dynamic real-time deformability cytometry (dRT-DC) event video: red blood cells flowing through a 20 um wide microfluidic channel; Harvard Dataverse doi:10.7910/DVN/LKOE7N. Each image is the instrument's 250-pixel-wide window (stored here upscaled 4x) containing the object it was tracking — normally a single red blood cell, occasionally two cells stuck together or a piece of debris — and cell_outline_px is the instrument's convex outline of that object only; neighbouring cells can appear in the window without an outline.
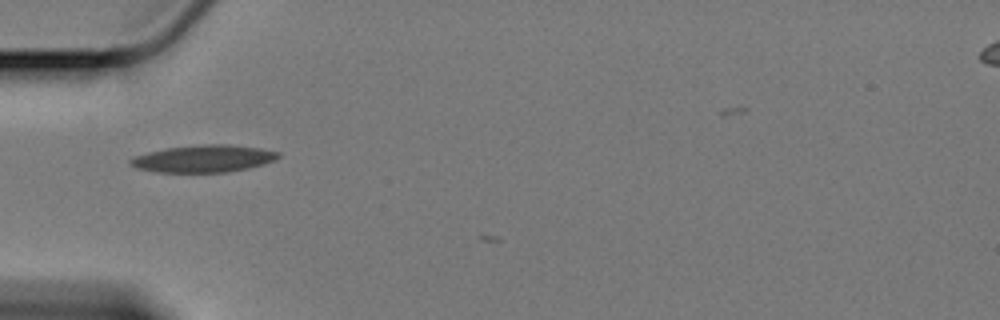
{"species": "Egyptian fruit bat (a non-hibernating species)", "species_latin": "Rousettus aegyptiacus", "temperature_condition": "cold", "stored_images_in_passage": 3, "camera_frame_rate_fps": 3000, "um_per_image_px": 0.085, "animal": {"sex": "female"}, "frame": {"image": 1, "passage_image": 2, "time_ms": 0.333, "image_size_px": [1000, 320], "cell_outline_px": [[280, 156], [276, 160], [264, 164], [248, 168], [224, 172], [156, 172], [136, 168], [128, 164], [128, 160], [132, 156], [164, 148], [204, 144], [228, 144], [260, 148], [280, 152]], "centroid_in_image_um": [17.27, 13.48], "position_along_channel_um": 67.7, "area_um2": 23.64}}